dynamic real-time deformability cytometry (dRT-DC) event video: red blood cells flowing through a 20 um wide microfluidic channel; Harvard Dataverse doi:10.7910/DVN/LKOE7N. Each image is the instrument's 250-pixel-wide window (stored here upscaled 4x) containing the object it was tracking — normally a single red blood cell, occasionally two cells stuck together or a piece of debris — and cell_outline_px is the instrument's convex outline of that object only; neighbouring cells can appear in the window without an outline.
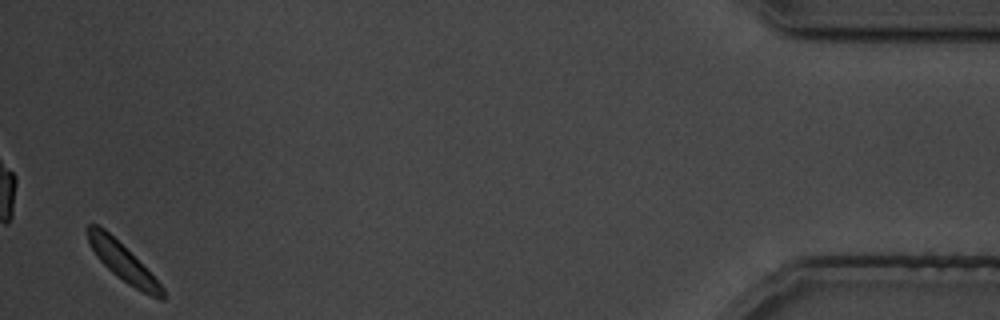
{"species": "common noctule bat (a hibernating species)", "species_latin": "Nyctalus noctula", "temperature_condition": "cold", "stored_images_in_passage": 35, "camera_frame_rate_fps": 3000, "um_per_image_px": 0.085, "animal": {"sex": "male", "body_mass_g": 19.5, "forearm_length_mm": 54.6}, "frame": {"image": 1, "passage_image": 35, "time_ms": 41.667, "image_size_px": [1000, 320], "cell_outline_px": [[164, 300], [160, 300], [128, 284], [116, 276], [96, 256], [88, 240], [88, 224], [96, 224], [104, 228], [164, 288]], "centroid_in_image_um": [10.41, 22.29], "position_along_channel_um": 424.8, "area_um2": 15.37}}